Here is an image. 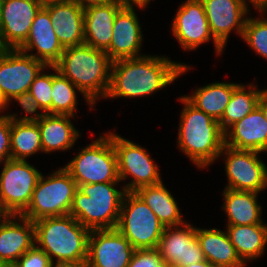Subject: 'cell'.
Returning a JSON list of instances; mask_svg holds the SVG:
<instances>
[{
    "label": "cell",
    "mask_w": 267,
    "mask_h": 267,
    "mask_svg": "<svg viewBox=\"0 0 267 267\" xmlns=\"http://www.w3.org/2000/svg\"><path fill=\"white\" fill-rule=\"evenodd\" d=\"M191 66L166 56L143 55L112 62L107 98L152 95L191 70Z\"/></svg>",
    "instance_id": "cell-1"
},
{
    "label": "cell",
    "mask_w": 267,
    "mask_h": 267,
    "mask_svg": "<svg viewBox=\"0 0 267 267\" xmlns=\"http://www.w3.org/2000/svg\"><path fill=\"white\" fill-rule=\"evenodd\" d=\"M184 104L180 114L177 146L198 168L209 167L219 158L225 133L219 120L193 106L185 97L178 98Z\"/></svg>",
    "instance_id": "cell-2"
},
{
    "label": "cell",
    "mask_w": 267,
    "mask_h": 267,
    "mask_svg": "<svg viewBox=\"0 0 267 267\" xmlns=\"http://www.w3.org/2000/svg\"><path fill=\"white\" fill-rule=\"evenodd\" d=\"M112 62L104 50L82 44L64 48L54 66L96 105L108 92Z\"/></svg>",
    "instance_id": "cell-3"
},
{
    "label": "cell",
    "mask_w": 267,
    "mask_h": 267,
    "mask_svg": "<svg viewBox=\"0 0 267 267\" xmlns=\"http://www.w3.org/2000/svg\"><path fill=\"white\" fill-rule=\"evenodd\" d=\"M33 224L35 245L49 255L53 264L86 262L90 230L72 215L46 217Z\"/></svg>",
    "instance_id": "cell-4"
},
{
    "label": "cell",
    "mask_w": 267,
    "mask_h": 267,
    "mask_svg": "<svg viewBox=\"0 0 267 267\" xmlns=\"http://www.w3.org/2000/svg\"><path fill=\"white\" fill-rule=\"evenodd\" d=\"M120 182L78 185L70 215L91 230L116 229L125 188Z\"/></svg>",
    "instance_id": "cell-5"
},
{
    "label": "cell",
    "mask_w": 267,
    "mask_h": 267,
    "mask_svg": "<svg viewBox=\"0 0 267 267\" xmlns=\"http://www.w3.org/2000/svg\"><path fill=\"white\" fill-rule=\"evenodd\" d=\"M78 185L60 168L47 177L41 174L27 209L21 214L31 221L69 215Z\"/></svg>",
    "instance_id": "cell-6"
},
{
    "label": "cell",
    "mask_w": 267,
    "mask_h": 267,
    "mask_svg": "<svg viewBox=\"0 0 267 267\" xmlns=\"http://www.w3.org/2000/svg\"><path fill=\"white\" fill-rule=\"evenodd\" d=\"M102 135L81 148V151L64 166L77 185L121 182L111 132Z\"/></svg>",
    "instance_id": "cell-7"
},
{
    "label": "cell",
    "mask_w": 267,
    "mask_h": 267,
    "mask_svg": "<svg viewBox=\"0 0 267 267\" xmlns=\"http://www.w3.org/2000/svg\"><path fill=\"white\" fill-rule=\"evenodd\" d=\"M165 226L136 192L124 194L116 229L136 249L157 248Z\"/></svg>",
    "instance_id": "cell-8"
},
{
    "label": "cell",
    "mask_w": 267,
    "mask_h": 267,
    "mask_svg": "<svg viewBox=\"0 0 267 267\" xmlns=\"http://www.w3.org/2000/svg\"><path fill=\"white\" fill-rule=\"evenodd\" d=\"M0 174V215H21L28 207L41 176L26 160L9 159Z\"/></svg>",
    "instance_id": "cell-9"
},
{
    "label": "cell",
    "mask_w": 267,
    "mask_h": 267,
    "mask_svg": "<svg viewBox=\"0 0 267 267\" xmlns=\"http://www.w3.org/2000/svg\"><path fill=\"white\" fill-rule=\"evenodd\" d=\"M111 140L117 157L119 180L129 179L123 187L126 192H136L139 188L162 182L160 169L146 148L111 132Z\"/></svg>",
    "instance_id": "cell-10"
},
{
    "label": "cell",
    "mask_w": 267,
    "mask_h": 267,
    "mask_svg": "<svg viewBox=\"0 0 267 267\" xmlns=\"http://www.w3.org/2000/svg\"><path fill=\"white\" fill-rule=\"evenodd\" d=\"M260 152L239 150L224 145L219 157L224 156L227 176L225 188L261 193L267 188V166Z\"/></svg>",
    "instance_id": "cell-11"
},
{
    "label": "cell",
    "mask_w": 267,
    "mask_h": 267,
    "mask_svg": "<svg viewBox=\"0 0 267 267\" xmlns=\"http://www.w3.org/2000/svg\"><path fill=\"white\" fill-rule=\"evenodd\" d=\"M46 65L19 49L0 52V93L10 106L12 99L29 91L35 77Z\"/></svg>",
    "instance_id": "cell-12"
},
{
    "label": "cell",
    "mask_w": 267,
    "mask_h": 267,
    "mask_svg": "<svg viewBox=\"0 0 267 267\" xmlns=\"http://www.w3.org/2000/svg\"><path fill=\"white\" fill-rule=\"evenodd\" d=\"M172 20V34L184 50H196L210 40L214 43L217 56H220L225 50L210 32L205 8L201 0L184 1Z\"/></svg>",
    "instance_id": "cell-13"
},
{
    "label": "cell",
    "mask_w": 267,
    "mask_h": 267,
    "mask_svg": "<svg viewBox=\"0 0 267 267\" xmlns=\"http://www.w3.org/2000/svg\"><path fill=\"white\" fill-rule=\"evenodd\" d=\"M157 250L167 267H182L205 260L196 236V226L185 223L165 227Z\"/></svg>",
    "instance_id": "cell-14"
},
{
    "label": "cell",
    "mask_w": 267,
    "mask_h": 267,
    "mask_svg": "<svg viewBox=\"0 0 267 267\" xmlns=\"http://www.w3.org/2000/svg\"><path fill=\"white\" fill-rule=\"evenodd\" d=\"M136 249L117 229L91 230L88 237V267H128Z\"/></svg>",
    "instance_id": "cell-15"
},
{
    "label": "cell",
    "mask_w": 267,
    "mask_h": 267,
    "mask_svg": "<svg viewBox=\"0 0 267 267\" xmlns=\"http://www.w3.org/2000/svg\"><path fill=\"white\" fill-rule=\"evenodd\" d=\"M39 0H4L0 13V42L4 49H19L27 40Z\"/></svg>",
    "instance_id": "cell-16"
},
{
    "label": "cell",
    "mask_w": 267,
    "mask_h": 267,
    "mask_svg": "<svg viewBox=\"0 0 267 267\" xmlns=\"http://www.w3.org/2000/svg\"><path fill=\"white\" fill-rule=\"evenodd\" d=\"M214 39L225 48L230 33L243 37L250 7L245 0H201Z\"/></svg>",
    "instance_id": "cell-17"
},
{
    "label": "cell",
    "mask_w": 267,
    "mask_h": 267,
    "mask_svg": "<svg viewBox=\"0 0 267 267\" xmlns=\"http://www.w3.org/2000/svg\"><path fill=\"white\" fill-rule=\"evenodd\" d=\"M138 19L134 5H124L117 12L112 29L113 37L105 50L112 61L145 55L140 54L143 34Z\"/></svg>",
    "instance_id": "cell-18"
},
{
    "label": "cell",
    "mask_w": 267,
    "mask_h": 267,
    "mask_svg": "<svg viewBox=\"0 0 267 267\" xmlns=\"http://www.w3.org/2000/svg\"><path fill=\"white\" fill-rule=\"evenodd\" d=\"M19 50L42 61L46 66H54L60 60L64 48L56 36L49 12L44 6L37 12L28 38Z\"/></svg>",
    "instance_id": "cell-19"
},
{
    "label": "cell",
    "mask_w": 267,
    "mask_h": 267,
    "mask_svg": "<svg viewBox=\"0 0 267 267\" xmlns=\"http://www.w3.org/2000/svg\"><path fill=\"white\" fill-rule=\"evenodd\" d=\"M35 245L33 221L22 215H0V260L10 267Z\"/></svg>",
    "instance_id": "cell-20"
},
{
    "label": "cell",
    "mask_w": 267,
    "mask_h": 267,
    "mask_svg": "<svg viewBox=\"0 0 267 267\" xmlns=\"http://www.w3.org/2000/svg\"><path fill=\"white\" fill-rule=\"evenodd\" d=\"M225 145L256 152H267V121L258 106L225 132Z\"/></svg>",
    "instance_id": "cell-21"
},
{
    "label": "cell",
    "mask_w": 267,
    "mask_h": 267,
    "mask_svg": "<svg viewBox=\"0 0 267 267\" xmlns=\"http://www.w3.org/2000/svg\"><path fill=\"white\" fill-rule=\"evenodd\" d=\"M63 48L84 44V9L75 1L44 6Z\"/></svg>",
    "instance_id": "cell-22"
},
{
    "label": "cell",
    "mask_w": 267,
    "mask_h": 267,
    "mask_svg": "<svg viewBox=\"0 0 267 267\" xmlns=\"http://www.w3.org/2000/svg\"><path fill=\"white\" fill-rule=\"evenodd\" d=\"M124 6L120 1L90 6L84 9V44L106 50L113 37L117 12Z\"/></svg>",
    "instance_id": "cell-23"
},
{
    "label": "cell",
    "mask_w": 267,
    "mask_h": 267,
    "mask_svg": "<svg viewBox=\"0 0 267 267\" xmlns=\"http://www.w3.org/2000/svg\"><path fill=\"white\" fill-rule=\"evenodd\" d=\"M70 115L45 114L37 122L41 135L42 150L44 153L66 151L72 149L80 137V130L71 122Z\"/></svg>",
    "instance_id": "cell-24"
},
{
    "label": "cell",
    "mask_w": 267,
    "mask_h": 267,
    "mask_svg": "<svg viewBox=\"0 0 267 267\" xmlns=\"http://www.w3.org/2000/svg\"><path fill=\"white\" fill-rule=\"evenodd\" d=\"M196 236L204 258L217 267H245L230 242L227 232L217 228L196 227Z\"/></svg>",
    "instance_id": "cell-25"
},
{
    "label": "cell",
    "mask_w": 267,
    "mask_h": 267,
    "mask_svg": "<svg viewBox=\"0 0 267 267\" xmlns=\"http://www.w3.org/2000/svg\"><path fill=\"white\" fill-rule=\"evenodd\" d=\"M257 192L236 191L224 188V203L221 207L227 216L226 225L261 224L262 206ZM259 203V204H258Z\"/></svg>",
    "instance_id": "cell-26"
},
{
    "label": "cell",
    "mask_w": 267,
    "mask_h": 267,
    "mask_svg": "<svg viewBox=\"0 0 267 267\" xmlns=\"http://www.w3.org/2000/svg\"><path fill=\"white\" fill-rule=\"evenodd\" d=\"M226 232L240 259L245 263L265 255L267 223L254 225H227Z\"/></svg>",
    "instance_id": "cell-27"
},
{
    "label": "cell",
    "mask_w": 267,
    "mask_h": 267,
    "mask_svg": "<svg viewBox=\"0 0 267 267\" xmlns=\"http://www.w3.org/2000/svg\"><path fill=\"white\" fill-rule=\"evenodd\" d=\"M136 193L144 200L165 227L180 226L186 223L174 196L163 181L139 188Z\"/></svg>",
    "instance_id": "cell-28"
},
{
    "label": "cell",
    "mask_w": 267,
    "mask_h": 267,
    "mask_svg": "<svg viewBox=\"0 0 267 267\" xmlns=\"http://www.w3.org/2000/svg\"><path fill=\"white\" fill-rule=\"evenodd\" d=\"M238 85L232 82H214L197 87L191 95H184V97L197 109L210 115L215 120H220L230 101L233 90Z\"/></svg>",
    "instance_id": "cell-29"
},
{
    "label": "cell",
    "mask_w": 267,
    "mask_h": 267,
    "mask_svg": "<svg viewBox=\"0 0 267 267\" xmlns=\"http://www.w3.org/2000/svg\"><path fill=\"white\" fill-rule=\"evenodd\" d=\"M255 84H240L233 90L230 101L225 109L222 118L219 120L221 129L225 132L235 122L243 119L258 107L259 99L263 90Z\"/></svg>",
    "instance_id": "cell-30"
},
{
    "label": "cell",
    "mask_w": 267,
    "mask_h": 267,
    "mask_svg": "<svg viewBox=\"0 0 267 267\" xmlns=\"http://www.w3.org/2000/svg\"><path fill=\"white\" fill-rule=\"evenodd\" d=\"M11 159L26 160L30 155L43 153L38 123L11 122Z\"/></svg>",
    "instance_id": "cell-31"
},
{
    "label": "cell",
    "mask_w": 267,
    "mask_h": 267,
    "mask_svg": "<svg viewBox=\"0 0 267 267\" xmlns=\"http://www.w3.org/2000/svg\"><path fill=\"white\" fill-rule=\"evenodd\" d=\"M52 72V114L70 115L75 117L74 111L77 109V91L82 94L85 102L90 106V110L95 105L65 76H63L55 66H48ZM55 72V73H54Z\"/></svg>",
    "instance_id": "cell-32"
},
{
    "label": "cell",
    "mask_w": 267,
    "mask_h": 267,
    "mask_svg": "<svg viewBox=\"0 0 267 267\" xmlns=\"http://www.w3.org/2000/svg\"><path fill=\"white\" fill-rule=\"evenodd\" d=\"M242 39L250 48L267 60V18H247Z\"/></svg>",
    "instance_id": "cell-33"
},
{
    "label": "cell",
    "mask_w": 267,
    "mask_h": 267,
    "mask_svg": "<svg viewBox=\"0 0 267 267\" xmlns=\"http://www.w3.org/2000/svg\"><path fill=\"white\" fill-rule=\"evenodd\" d=\"M47 68L48 66L35 77L29 92L47 114H52V73L43 72Z\"/></svg>",
    "instance_id": "cell-34"
},
{
    "label": "cell",
    "mask_w": 267,
    "mask_h": 267,
    "mask_svg": "<svg viewBox=\"0 0 267 267\" xmlns=\"http://www.w3.org/2000/svg\"><path fill=\"white\" fill-rule=\"evenodd\" d=\"M13 101L15 100L16 102H18V106L20 105V107H22V112L24 115V112L27 115L24 116H19L18 114H7V116L14 121H18V122H30V123H37L39 122L44 115L46 114V112L40 107V105L37 103L36 99L34 98V96L29 92L26 91L16 97H14L12 99ZM37 110H40L38 112ZM30 115V116H29Z\"/></svg>",
    "instance_id": "cell-35"
},
{
    "label": "cell",
    "mask_w": 267,
    "mask_h": 267,
    "mask_svg": "<svg viewBox=\"0 0 267 267\" xmlns=\"http://www.w3.org/2000/svg\"><path fill=\"white\" fill-rule=\"evenodd\" d=\"M11 267H53V262L45 251L34 245Z\"/></svg>",
    "instance_id": "cell-36"
},
{
    "label": "cell",
    "mask_w": 267,
    "mask_h": 267,
    "mask_svg": "<svg viewBox=\"0 0 267 267\" xmlns=\"http://www.w3.org/2000/svg\"><path fill=\"white\" fill-rule=\"evenodd\" d=\"M128 267H167L157 248L135 250Z\"/></svg>",
    "instance_id": "cell-37"
},
{
    "label": "cell",
    "mask_w": 267,
    "mask_h": 267,
    "mask_svg": "<svg viewBox=\"0 0 267 267\" xmlns=\"http://www.w3.org/2000/svg\"><path fill=\"white\" fill-rule=\"evenodd\" d=\"M11 122L7 115L0 117V164L11 159Z\"/></svg>",
    "instance_id": "cell-38"
},
{
    "label": "cell",
    "mask_w": 267,
    "mask_h": 267,
    "mask_svg": "<svg viewBox=\"0 0 267 267\" xmlns=\"http://www.w3.org/2000/svg\"><path fill=\"white\" fill-rule=\"evenodd\" d=\"M73 1L77 2L83 9H85L90 6L113 3L118 0H73Z\"/></svg>",
    "instance_id": "cell-39"
},
{
    "label": "cell",
    "mask_w": 267,
    "mask_h": 267,
    "mask_svg": "<svg viewBox=\"0 0 267 267\" xmlns=\"http://www.w3.org/2000/svg\"><path fill=\"white\" fill-rule=\"evenodd\" d=\"M248 4H252L255 10L259 11L260 16L267 13V0H245Z\"/></svg>",
    "instance_id": "cell-40"
},
{
    "label": "cell",
    "mask_w": 267,
    "mask_h": 267,
    "mask_svg": "<svg viewBox=\"0 0 267 267\" xmlns=\"http://www.w3.org/2000/svg\"><path fill=\"white\" fill-rule=\"evenodd\" d=\"M122 2L124 5H134L139 9L144 10L147 8L148 4L153 0H118Z\"/></svg>",
    "instance_id": "cell-41"
},
{
    "label": "cell",
    "mask_w": 267,
    "mask_h": 267,
    "mask_svg": "<svg viewBox=\"0 0 267 267\" xmlns=\"http://www.w3.org/2000/svg\"><path fill=\"white\" fill-rule=\"evenodd\" d=\"M258 106L261 108L262 112L264 113V118L267 121V91L266 90L262 93L259 99Z\"/></svg>",
    "instance_id": "cell-42"
},
{
    "label": "cell",
    "mask_w": 267,
    "mask_h": 267,
    "mask_svg": "<svg viewBox=\"0 0 267 267\" xmlns=\"http://www.w3.org/2000/svg\"><path fill=\"white\" fill-rule=\"evenodd\" d=\"M53 267H88L86 262H76V263H56Z\"/></svg>",
    "instance_id": "cell-43"
},
{
    "label": "cell",
    "mask_w": 267,
    "mask_h": 267,
    "mask_svg": "<svg viewBox=\"0 0 267 267\" xmlns=\"http://www.w3.org/2000/svg\"><path fill=\"white\" fill-rule=\"evenodd\" d=\"M182 267H217V266L205 259L201 262L193 263L191 265Z\"/></svg>",
    "instance_id": "cell-44"
},
{
    "label": "cell",
    "mask_w": 267,
    "mask_h": 267,
    "mask_svg": "<svg viewBox=\"0 0 267 267\" xmlns=\"http://www.w3.org/2000/svg\"><path fill=\"white\" fill-rule=\"evenodd\" d=\"M6 107L8 108V103L4 99V97L2 96V94L0 93V117L7 115V114H4L5 113L4 110H8ZM1 113H3V115Z\"/></svg>",
    "instance_id": "cell-45"
},
{
    "label": "cell",
    "mask_w": 267,
    "mask_h": 267,
    "mask_svg": "<svg viewBox=\"0 0 267 267\" xmlns=\"http://www.w3.org/2000/svg\"><path fill=\"white\" fill-rule=\"evenodd\" d=\"M67 1H71V0H39L42 6H46V5L54 4V3L67 2Z\"/></svg>",
    "instance_id": "cell-46"
},
{
    "label": "cell",
    "mask_w": 267,
    "mask_h": 267,
    "mask_svg": "<svg viewBox=\"0 0 267 267\" xmlns=\"http://www.w3.org/2000/svg\"><path fill=\"white\" fill-rule=\"evenodd\" d=\"M0 266H9V265L6 264V263H3V262L0 260Z\"/></svg>",
    "instance_id": "cell-47"
},
{
    "label": "cell",
    "mask_w": 267,
    "mask_h": 267,
    "mask_svg": "<svg viewBox=\"0 0 267 267\" xmlns=\"http://www.w3.org/2000/svg\"><path fill=\"white\" fill-rule=\"evenodd\" d=\"M3 1L4 0H0V13H1L2 5H3Z\"/></svg>",
    "instance_id": "cell-48"
},
{
    "label": "cell",
    "mask_w": 267,
    "mask_h": 267,
    "mask_svg": "<svg viewBox=\"0 0 267 267\" xmlns=\"http://www.w3.org/2000/svg\"><path fill=\"white\" fill-rule=\"evenodd\" d=\"M4 50L3 46L1 45V42H0V52H2Z\"/></svg>",
    "instance_id": "cell-49"
}]
</instances>
